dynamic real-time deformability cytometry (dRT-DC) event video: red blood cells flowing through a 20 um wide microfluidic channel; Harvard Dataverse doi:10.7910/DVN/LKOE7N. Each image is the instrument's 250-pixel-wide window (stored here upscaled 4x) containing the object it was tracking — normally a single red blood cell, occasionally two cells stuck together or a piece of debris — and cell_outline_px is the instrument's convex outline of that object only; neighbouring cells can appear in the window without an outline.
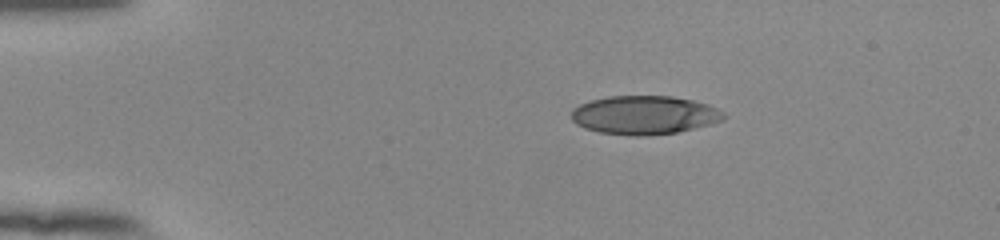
{"species": "human", "species_latin": "Homo sapiens", "temperature_condition": "room temperature", "stored_images_in_passage": 43, "camera_frame_rate_fps": 3000, "um_per_image_px": 0.085, "donor": {"sex": "female"}, "frame": {"image": 1, "passage_image": 1, "time_ms": 0.0, "image_size_px": [1000, 240], "cell_outline_px": [[728, 116], [724, 120], [712, 124], [676, 132], [648, 136], [628, 136], [600, 132], [584, 128], [576, 124], [572, 120], [572, 108], [580, 104], [592, 100], [608, 96], [672, 96], [692, 100], [708, 104], [724, 112]], "centroid_in_image_um": [54.79, 9.78], "position_along_channel_um": 30.2, "area_um2": 34.56}}
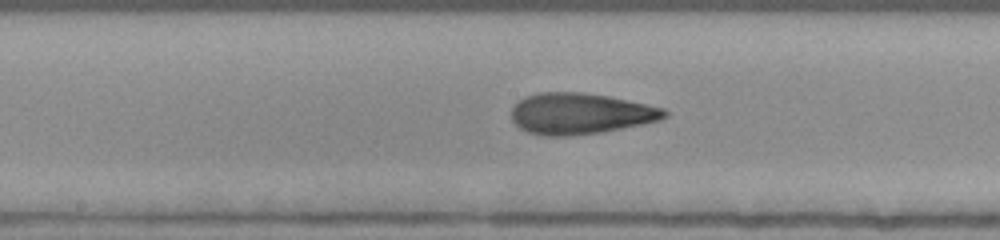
{"frame": {"image": 2, "passage_image": 19, "time_ms": 6.0, "image_size_px": [1000, 240], "cell_outline_px": [[668, 116], [660, 120], [600, 132], [568, 136], [544, 136], [528, 132], [520, 128], [512, 120], [512, 108], [516, 100], [524, 96], [536, 92], [584, 92], [608, 96], [664, 108], [668, 112]], "centroid_in_image_um": [49.27, 9.64], "position_along_channel_um": 198.9, "area_um2": 36.7}}
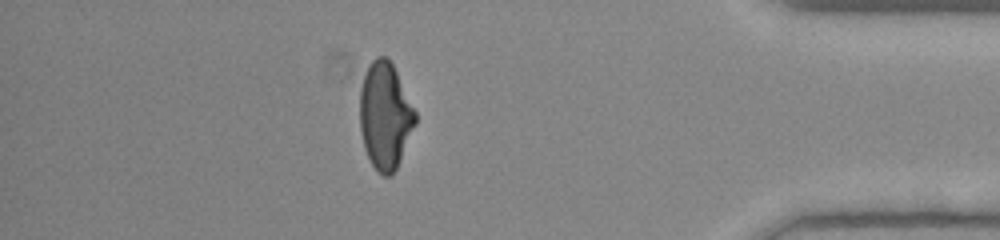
{"frame": {"image": 3, "passage_image": 37, "time_ms": 12.0, "image_size_px": [1000, 240], "cell_outline_px": [[416, 124], [396, 168], [392, 176], [384, 176], [376, 172], [364, 148], [360, 132], [360, 88], [368, 64], [376, 56], [384, 56], [392, 64], [416, 112]], "centroid_in_image_um": [32.72, 9.86], "position_along_channel_um": 402.5, "area_um2": 34.39}, "authors_computed_cell_mechanics": {"area_um2": 35.7204, "velocity_mm_per_s": 3.968, "shape_relaxation_time_tau1_ms": 9.4683, "shape_relaxation_time_tau2_ms": 1.7507, "deformation_change_tau1": 0.2781, "deformation_change_tau2": 0.098}}